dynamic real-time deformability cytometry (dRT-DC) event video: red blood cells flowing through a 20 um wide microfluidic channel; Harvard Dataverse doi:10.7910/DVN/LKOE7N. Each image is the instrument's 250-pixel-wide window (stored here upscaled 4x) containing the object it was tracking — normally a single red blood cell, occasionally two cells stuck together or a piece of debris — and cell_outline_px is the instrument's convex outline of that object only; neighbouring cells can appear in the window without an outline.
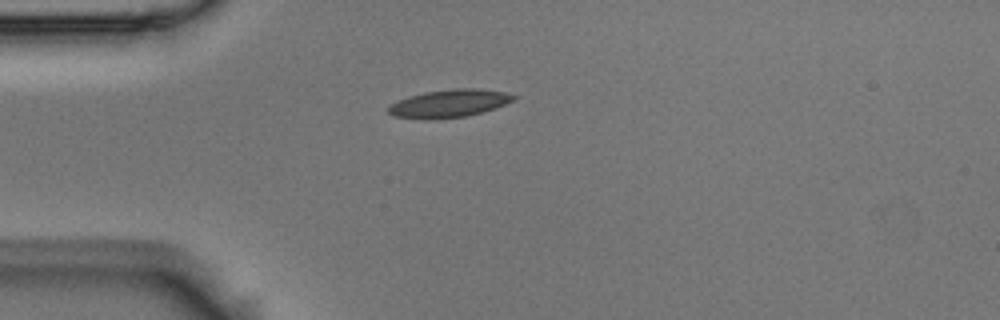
{"species": "Egyptian fruit bat (a non-hibernating species)", "species_latin": "Rousettus aegyptiacus", "temperature_condition": "room temperature", "stored_images_in_passage": 4, "camera_frame_rate_fps": 3000, "um_per_image_px": 0.085, "animal": {"sex": "male"}, "frame": {"image": 1, "passage_image": 1, "time_ms": 0.0, "image_size_px": [1000, 320], "cell_outline_px": [[516, 100], [468, 116], [392, 116], [388, 112], [388, 108], [392, 104], [408, 96], [424, 92], [452, 88], [476, 88], [504, 92], [516, 96]], "centroid_in_image_um": [38.25, 8.72], "position_along_channel_um": 46.8, "area_um2": 19.13}}
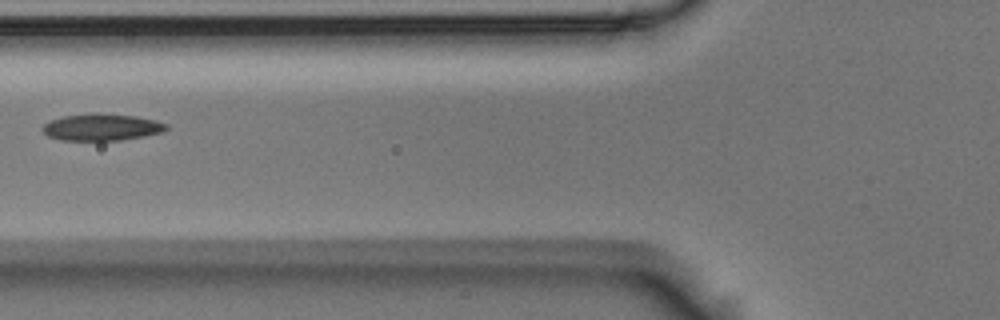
{"frame": {"image": 2, "passage_image": 3, "time_ms": 0.667, "image_size_px": [1000, 320], "cell_outline_px": [[168, 128], [164, 132], [144, 136], [120, 140], [60, 140], [48, 136], [40, 128], [48, 120], [64, 116], [92, 112], [136, 116], [156, 120], [168, 124]], "centroid_in_image_um": [8.64, 10.8], "position_along_channel_um": 117.2, "area_um2": 19.59}}
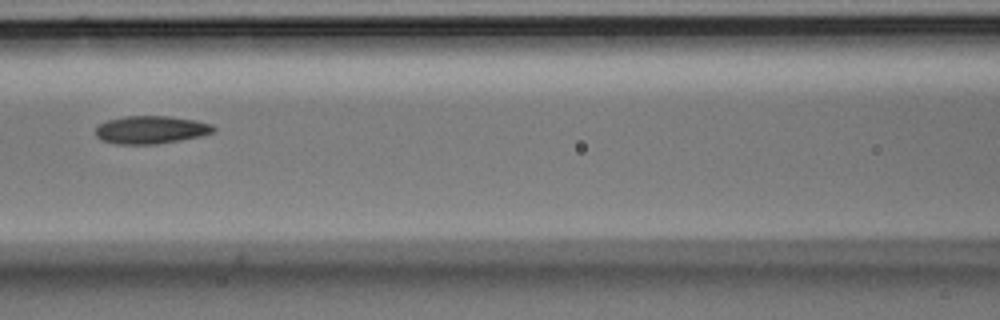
{"frame": {"image": 3, "passage_image": 4, "time_ms": 1.0, "image_size_px": [1000, 320], "cell_outline_px": [[216, 128], [212, 132], [200, 136], [180, 140], [156, 144], [116, 144], [100, 140], [96, 136], [96, 128], [100, 124], [108, 120], [124, 116], [168, 116], [196, 120], [212, 124]], "centroid_in_image_um": [12.82, 11.03], "position_along_channel_um": 153.8, "area_um2": 19.13}}